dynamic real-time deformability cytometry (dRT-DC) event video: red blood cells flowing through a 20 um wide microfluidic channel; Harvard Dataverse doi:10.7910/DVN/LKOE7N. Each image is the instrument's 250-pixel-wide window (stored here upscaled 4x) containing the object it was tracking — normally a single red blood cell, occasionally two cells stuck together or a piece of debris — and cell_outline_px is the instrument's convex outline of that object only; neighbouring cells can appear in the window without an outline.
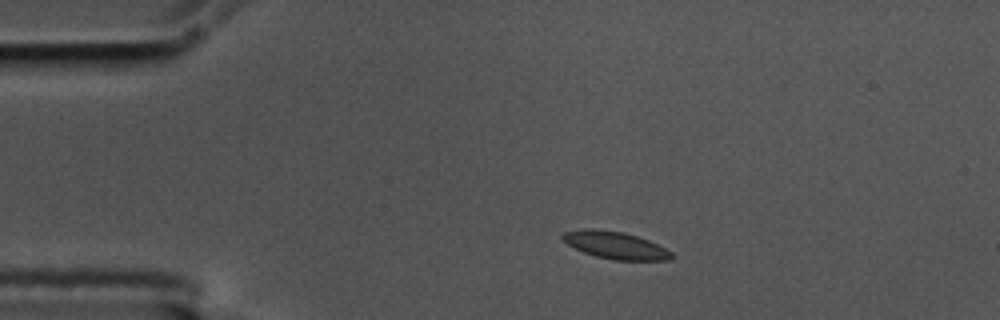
{"species": "common noctule bat (a hibernating species)", "species_latin": "Nyctalus noctula", "temperature_condition": "cold", "stored_images_in_passage": 9, "camera_frame_rate_fps": 3000, "um_per_image_px": 0.085, "animal": {"sex": "male", "body_mass_g": 17.5, "forearm_length_mm": 52.3}, "frame": {"image": 1, "passage_image": 1, "time_ms": 0.0, "image_size_px": [1000, 320], "cell_outline_px": [[676, 256], [672, 260], [612, 260], [596, 256], [584, 252], [568, 244], [560, 236], [564, 232], [584, 228], [592, 228], [624, 232], [648, 240], [672, 252]], "centroid_in_image_um": [52.32, 20.84], "position_along_channel_um": 32.7, "area_um2": 17.28}}
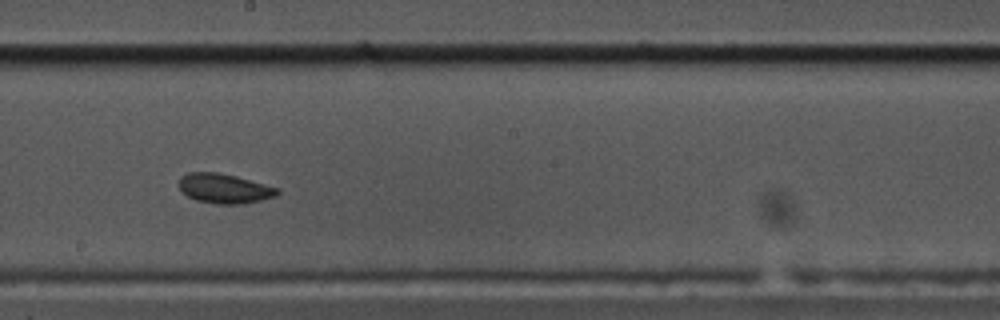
{"frame": {"image": 2, "passage_image": 7, "time_ms": 2.0, "image_size_px": [1000, 320], "cell_outline_px": [[280, 192], [276, 196], [244, 204], [216, 204], [196, 200], [188, 196], [176, 184], [180, 176], [188, 172], [216, 172], [236, 176], [280, 188]], "centroid_in_image_um": [19.06, 16.02], "position_along_channel_um": 229.1, "area_um2": 17.17}}
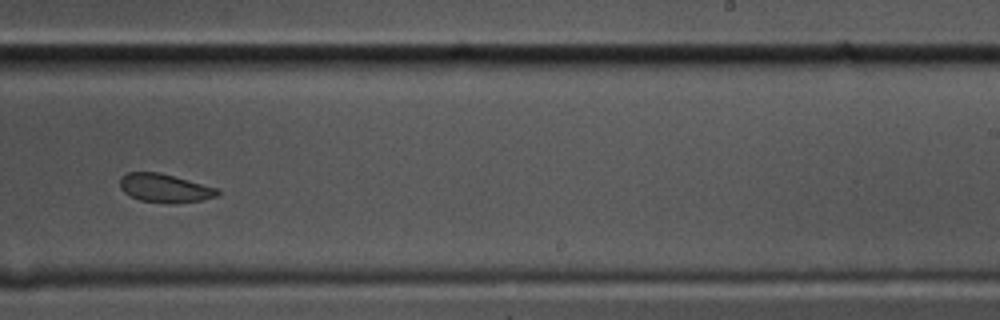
{"frame": {"image": 3, "passage_image": 8, "time_ms": 2.333, "image_size_px": [1000, 320], "cell_outline_px": [[220, 192], [216, 196], [200, 200], [176, 204], [168, 204], [140, 200], [124, 192], [120, 188], [120, 176], [128, 172], [160, 172], [220, 188]], "centroid_in_image_um": [14.02, 15.99], "position_along_channel_um": 275.0, "area_um2": 16.47}}